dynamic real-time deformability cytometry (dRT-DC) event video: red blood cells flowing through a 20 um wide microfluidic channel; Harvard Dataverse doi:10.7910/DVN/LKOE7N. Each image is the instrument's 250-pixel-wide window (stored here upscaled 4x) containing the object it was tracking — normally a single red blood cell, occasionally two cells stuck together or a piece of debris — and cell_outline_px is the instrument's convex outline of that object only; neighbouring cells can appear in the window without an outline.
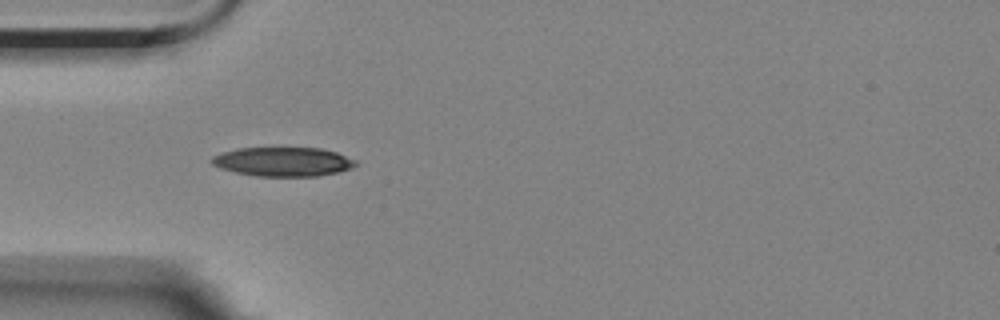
{"species": "Egyptian fruit bat (a non-hibernating species)", "species_latin": "Rousettus aegyptiacus", "temperature_condition": "room temperature", "stored_images_in_passage": 2, "camera_frame_rate_fps": 3000, "um_per_image_px": 0.085, "animal": {"sex": "female"}, "frame": {"image": 1, "passage_image": 1, "time_ms": 0.0, "image_size_px": [1000, 320], "cell_outline_px": [[356, 164], [352, 168], [336, 172], [316, 176], [256, 176], [236, 172], [220, 168], [212, 164], [208, 160], [212, 156], [236, 148], [320, 148], [336, 152], [356, 160]], "centroid_in_image_um": [24.02, 13.74], "position_along_channel_um": 61.0, "area_um2": 24.33}}
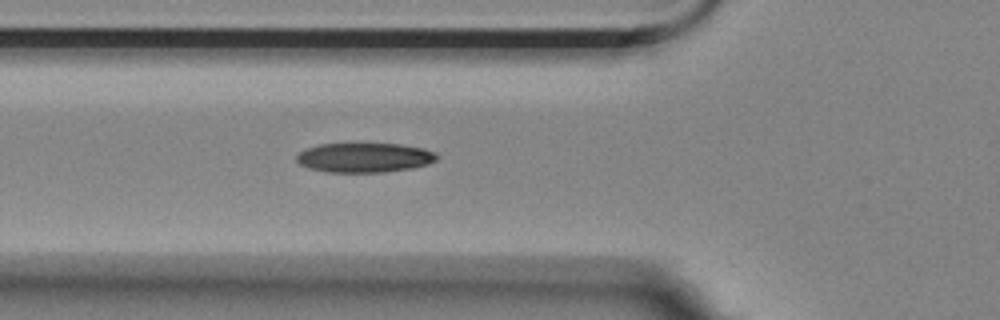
{"frame": {"image": 2, "passage_image": 2, "time_ms": 1.0, "image_size_px": [1000, 320], "cell_outline_px": [[440, 156], [436, 160], [428, 164], [412, 168], [384, 172], [328, 172], [308, 168], [300, 164], [296, 160], [296, 156], [304, 148], [320, 144], [400, 144], [424, 148], [436, 152]], "centroid_in_image_um": [30.99, 13.39], "position_along_channel_um": 94.8, "area_um2": 24.28}}